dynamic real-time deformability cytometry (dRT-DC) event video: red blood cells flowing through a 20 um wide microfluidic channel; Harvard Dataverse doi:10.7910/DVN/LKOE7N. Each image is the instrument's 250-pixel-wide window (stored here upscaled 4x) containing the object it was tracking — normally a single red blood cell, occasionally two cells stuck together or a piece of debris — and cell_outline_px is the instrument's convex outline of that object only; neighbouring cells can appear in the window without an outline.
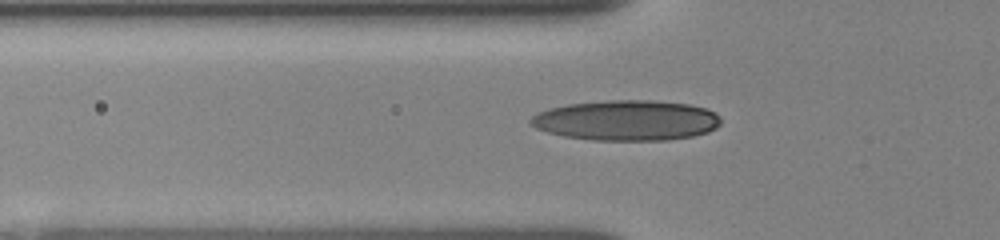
{"species": "human", "species_latin": "Homo sapiens", "temperature_condition": "room temperature", "stored_images_in_passage": 7, "camera_frame_rate_fps": 3000, "um_per_image_px": 0.085, "donor": {"sex": "female"}, "frame": {"image": 1, "passage_image": 7, "time_ms": 5.333, "image_size_px": [1000, 240], "cell_outline_px": [[720, 124], [716, 128], [708, 132], [692, 136], [668, 140], [592, 140], [564, 136], [548, 132], [536, 128], [528, 124], [528, 120], [532, 116], [548, 108], [568, 104], [612, 100], [652, 100], [688, 104], [704, 108], [716, 112], [720, 116]], "centroid_in_image_um": [53.25, 10.23], "position_along_channel_um": 72.5, "area_um2": 44.8}}